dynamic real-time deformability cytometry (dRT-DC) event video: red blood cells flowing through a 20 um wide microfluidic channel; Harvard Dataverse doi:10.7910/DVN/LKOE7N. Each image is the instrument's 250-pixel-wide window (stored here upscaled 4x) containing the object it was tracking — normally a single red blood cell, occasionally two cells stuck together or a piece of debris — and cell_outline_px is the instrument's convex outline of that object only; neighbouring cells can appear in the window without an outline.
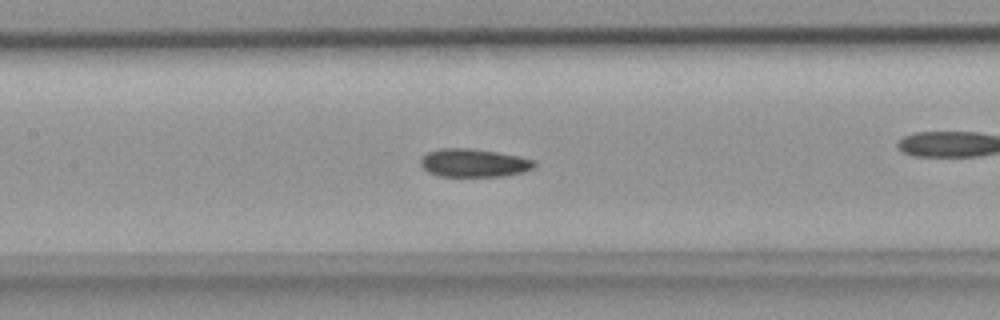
{"species": "common noctule bat (a hibernating species)", "species_latin": "Nyctalus noctula", "temperature_condition": "room temperature", "stored_images_in_passage": 34, "camera_frame_rate_fps": 3000, "um_per_image_px": 0.085, "animal": {"sex": "female", "body_mass_g": 18.4}, "frame": {"image": 1, "passage_image": 10, "time_ms": 3.0, "image_size_px": [1000, 320], "cell_outline_px": [[536, 164], [532, 168], [524, 172], [504, 176], [440, 176], [428, 172], [420, 164], [420, 160], [428, 152], [440, 148], [472, 148], [520, 156], [536, 160]], "centroid_in_image_um": [40.3, 13.84], "position_along_channel_um": 167.1, "area_um2": 18.73}}
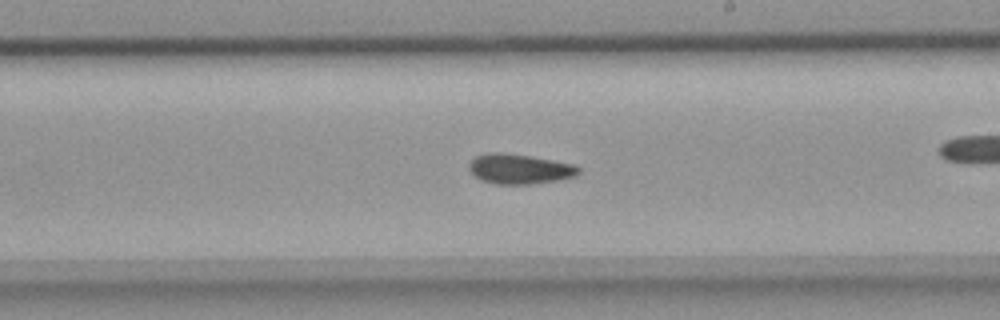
{"frame": {"image": 2, "passage_image": 15, "time_ms": 4.667, "image_size_px": [1000, 320], "cell_outline_px": [[580, 172], [572, 176], [556, 180], [528, 184], [496, 184], [480, 180], [468, 168], [468, 164], [476, 156], [488, 152], [500, 152], [532, 156], [576, 164], [580, 168]], "centroid_in_image_um": [44.14, 14.34], "position_along_channel_um": 244.9, "area_um2": 19.07}}
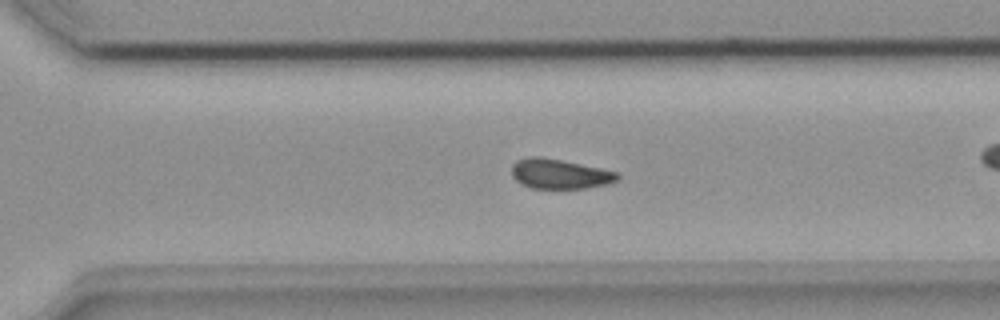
{"frame": {"image": 3, "passage_image": 20, "time_ms": 6.333, "image_size_px": [1000, 320], "cell_outline_px": [[620, 176], [616, 180], [608, 184], [584, 188], [532, 188], [520, 184], [512, 176], [512, 164], [516, 160], [528, 156], [540, 156], [620, 172]], "centroid_in_image_um": [47.55, 14.77], "position_along_channel_um": 323.1, "area_um2": 18.38}}